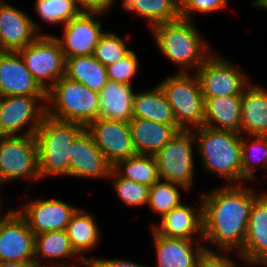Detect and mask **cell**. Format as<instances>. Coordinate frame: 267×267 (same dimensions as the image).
I'll list each match as a JSON object with an SVG mask.
<instances>
[{
  "label": "cell",
  "mask_w": 267,
  "mask_h": 267,
  "mask_svg": "<svg viewBox=\"0 0 267 267\" xmlns=\"http://www.w3.org/2000/svg\"><path fill=\"white\" fill-rule=\"evenodd\" d=\"M248 185H222L202 193L203 241L218 251H234L244 245L254 199L260 194Z\"/></svg>",
  "instance_id": "1"
},
{
  "label": "cell",
  "mask_w": 267,
  "mask_h": 267,
  "mask_svg": "<svg viewBox=\"0 0 267 267\" xmlns=\"http://www.w3.org/2000/svg\"><path fill=\"white\" fill-rule=\"evenodd\" d=\"M193 23L180 18L156 25L150 31L162 55L180 67V73H189L190 69L195 72L213 53Z\"/></svg>",
  "instance_id": "2"
},
{
  "label": "cell",
  "mask_w": 267,
  "mask_h": 267,
  "mask_svg": "<svg viewBox=\"0 0 267 267\" xmlns=\"http://www.w3.org/2000/svg\"><path fill=\"white\" fill-rule=\"evenodd\" d=\"M193 134L204 171L225 178L229 185H243L242 134L205 125L193 129Z\"/></svg>",
  "instance_id": "3"
},
{
  "label": "cell",
  "mask_w": 267,
  "mask_h": 267,
  "mask_svg": "<svg viewBox=\"0 0 267 267\" xmlns=\"http://www.w3.org/2000/svg\"><path fill=\"white\" fill-rule=\"evenodd\" d=\"M85 129L80 123L60 121L48 115L43 118L35 132L41 180L50 176L70 177L71 146Z\"/></svg>",
  "instance_id": "4"
},
{
  "label": "cell",
  "mask_w": 267,
  "mask_h": 267,
  "mask_svg": "<svg viewBox=\"0 0 267 267\" xmlns=\"http://www.w3.org/2000/svg\"><path fill=\"white\" fill-rule=\"evenodd\" d=\"M47 115L85 127L99 118V93L62 76L47 91Z\"/></svg>",
  "instance_id": "5"
},
{
  "label": "cell",
  "mask_w": 267,
  "mask_h": 267,
  "mask_svg": "<svg viewBox=\"0 0 267 267\" xmlns=\"http://www.w3.org/2000/svg\"><path fill=\"white\" fill-rule=\"evenodd\" d=\"M193 74L177 72L159 83L182 130H193L204 125L205 100L199 80Z\"/></svg>",
  "instance_id": "6"
},
{
  "label": "cell",
  "mask_w": 267,
  "mask_h": 267,
  "mask_svg": "<svg viewBox=\"0 0 267 267\" xmlns=\"http://www.w3.org/2000/svg\"><path fill=\"white\" fill-rule=\"evenodd\" d=\"M193 130H181L155 155L159 178L182 185L187 191L195 179Z\"/></svg>",
  "instance_id": "7"
},
{
  "label": "cell",
  "mask_w": 267,
  "mask_h": 267,
  "mask_svg": "<svg viewBox=\"0 0 267 267\" xmlns=\"http://www.w3.org/2000/svg\"><path fill=\"white\" fill-rule=\"evenodd\" d=\"M41 180L35 135L0 136V180Z\"/></svg>",
  "instance_id": "8"
},
{
  "label": "cell",
  "mask_w": 267,
  "mask_h": 267,
  "mask_svg": "<svg viewBox=\"0 0 267 267\" xmlns=\"http://www.w3.org/2000/svg\"><path fill=\"white\" fill-rule=\"evenodd\" d=\"M18 52L27 69L46 92L65 76L66 58L60 42L53 34L39 35Z\"/></svg>",
  "instance_id": "9"
},
{
  "label": "cell",
  "mask_w": 267,
  "mask_h": 267,
  "mask_svg": "<svg viewBox=\"0 0 267 267\" xmlns=\"http://www.w3.org/2000/svg\"><path fill=\"white\" fill-rule=\"evenodd\" d=\"M213 52L194 72L204 100L213 97L241 96L250 84L249 76L221 54ZM244 72V73H243Z\"/></svg>",
  "instance_id": "10"
},
{
  "label": "cell",
  "mask_w": 267,
  "mask_h": 267,
  "mask_svg": "<svg viewBox=\"0 0 267 267\" xmlns=\"http://www.w3.org/2000/svg\"><path fill=\"white\" fill-rule=\"evenodd\" d=\"M47 96H10L0 101V136L35 135L47 115ZM27 128V130H26Z\"/></svg>",
  "instance_id": "11"
},
{
  "label": "cell",
  "mask_w": 267,
  "mask_h": 267,
  "mask_svg": "<svg viewBox=\"0 0 267 267\" xmlns=\"http://www.w3.org/2000/svg\"><path fill=\"white\" fill-rule=\"evenodd\" d=\"M35 261V234L12 207L0 218V262Z\"/></svg>",
  "instance_id": "12"
},
{
  "label": "cell",
  "mask_w": 267,
  "mask_h": 267,
  "mask_svg": "<svg viewBox=\"0 0 267 267\" xmlns=\"http://www.w3.org/2000/svg\"><path fill=\"white\" fill-rule=\"evenodd\" d=\"M104 12H82L63 25L62 37L54 35L60 42L65 58L93 55L101 36L102 22L98 17Z\"/></svg>",
  "instance_id": "13"
},
{
  "label": "cell",
  "mask_w": 267,
  "mask_h": 267,
  "mask_svg": "<svg viewBox=\"0 0 267 267\" xmlns=\"http://www.w3.org/2000/svg\"><path fill=\"white\" fill-rule=\"evenodd\" d=\"M85 128L113 166L136 155L129 123L99 117Z\"/></svg>",
  "instance_id": "14"
},
{
  "label": "cell",
  "mask_w": 267,
  "mask_h": 267,
  "mask_svg": "<svg viewBox=\"0 0 267 267\" xmlns=\"http://www.w3.org/2000/svg\"><path fill=\"white\" fill-rule=\"evenodd\" d=\"M35 234L66 230L72 216L79 209L58 199H36L15 208Z\"/></svg>",
  "instance_id": "15"
},
{
  "label": "cell",
  "mask_w": 267,
  "mask_h": 267,
  "mask_svg": "<svg viewBox=\"0 0 267 267\" xmlns=\"http://www.w3.org/2000/svg\"><path fill=\"white\" fill-rule=\"evenodd\" d=\"M41 26L24 10L0 1L1 51H19L43 35Z\"/></svg>",
  "instance_id": "16"
},
{
  "label": "cell",
  "mask_w": 267,
  "mask_h": 267,
  "mask_svg": "<svg viewBox=\"0 0 267 267\" xmlns=\"http://www.w3.org/2000/svg\"><path fill=\"white\" fill-rule=\"evenodd\" d=\"M70 177L109 179L113 165L98 149L91 134L85 129L71 146Z\"/></svg>",
  "instance_id": "17"
},
{
  "label": "cell",
  "mask_w": 267,
  "mask_h": 267,
  "mask_svg": "<svg viewBox=\"0 0 267 267\" xmlns=\"http://www.w3.org/2000/svg\"><path fill=\"white\" fill-rule=\"evenodd\" d=\"M0 89L3 97L47 96L18 51H0Z\"/></svg>",
  "instance_id": "18"
},
{
  "label": "cell",
  "mask_w": 267,
  "mask_h": 267,
  "mask_svg": "<svg viewBox=\"0 0 267 267\" xmlns=\"http://www.w3.org/2000/svg\"><path fill=\"white\" fill-rule=\"evenodd\" d=\"M247 264L267 266V193L261 192L253 201L245 242L238 253Z\"/></svg>",
  "instance_id": "19"
},
{
  "label": "cell",
  "mask_w": 267,
  "mask_h": 267,
  "mask_svg": "<svg viewBox=\"0 0 267 267\" xmlns=\"http://www.w3.org/2000/svg\"><path fill=\"white\" fill-rule=\"evenodd\" d=\"M192 207L181 202L170 212L160 218L152 227L159 235L168 238H183L203 241V203ZM195 236V237H194Z\"/></svg>",
  "instance_id": "20"
},
{
  "label": "cell",
  "mask_w": 267,
  "mask_h": 267,
  "mask_svg": "<svg viewBox=\"0 0 267 267\" xmlns=\"http://www.w3.org/2000/svg\"><path fill=\"white\" fill-rule=\"evenodd\" d=\"M151 232L156 253L155 267H196L198 258L206 249L203 241L195 243L196 240L168 238L153 228Z\"/></svg>",
  "instance_id": "21"
},
{
  "label": "cell",
  "mask_w": 267,
  "mask_h": 267,
  "mask_svg": "<svg viewBox=\"0 0 267 267\" xmlns=\"http://www.w3.org/2000/svg\"><path fill=\"white\" fill-rule=\"evenodd\" d=\"M242 135L267 136V89L249 84L241 95Z\"/></svg>",
  "instance_id": "22"
},
{
  "label": "cell",
  "mask_w": 267,
  "mask_h": 267,
  "mask_svg": "<svg viewBox=\"0 0 267 267\" xmlns=\"http://www.w3.org/2000/svg\"><path fill=\"white\" fill-rule=\"evenodd\" d=\"M136 154L154 156L177 133L174 125L157 123L141 118L129 121Z\"/></svg>",
  "instance_id": "23"
},
{
  "label": "cell",
  "mask_w": 267,
  "mask_h": 267,
  "mask_svg": "<svg viewBox=\"0 0 267 267\" xmlns=\"http://www.w3.org/2000/svg\"><path fill=\"white\" fill-rule=\"evenodd\" d=\"M132 85L108 80L99 92V117L129 123L133 119Z\"/></svg>",
  "instance_id": "24"
},
{
  "label": "cell",
  "mask_w": 267,
  "mask_h": 267,
  "mask_svg": "<svg viewBox=\"0 0 267 267\" xmlns=\"http://www.w3.org/2000/svg\"><path fill=\"white\" fill-rule=\"evenodd\" d=\"M204 109L205 126L242 134L241 96L208 98Z\"/></svg>",
  "instance_id": "25"
},
{
  "label": "cell",
  "mask_w": 267,
  "mask_h": 267,
  "mask_svg": "<svg viewBox=\"0 0 267 267\" xmlns=\"http://www.w3.org/2000/svg\"><path fill=\"white\" fill-rule=\"evenodd\" d=\"M133 118H141L157 123L174 125L179 131L172 108L160 85L152 89L136 92L133 103Z\"/></svg>",
  "instance_id": "26"
},
{
  "label": "cell",
  "mask_w": 267,
  "mask_h": 267,
  "mask_svg": "<svg viewBox=\"0 0 267 267\" xmlns=\"http://www.w3.org/2000/svg\"><path fill=\"white\" fill-rule=\"evenodd\" d=\"M76 257V259H75ZM72 259L77 260L76 263L83 267H88L87 262L80 257L73 249L66 230L49 231L35 235V263L43 264L44 259H48L49 263L56 259ZM51 260V261H50Z\"/></svg>",
  "instance_id": "27"
},
{
  "label": "cell",
  "mask_w": 267,
  "mask_h": 267,
  "mask_svg": "<svg viewBox=\"0 0 267 267\" xmlns=\"http://www.w3.org/2000/svg\"><path fill=\"white\" fill-rule=\"evenodd\" d=\"M94 218L95 216L88 213V211L86 212L85 209L79 208L66 228L73 249L87 264L91 261V258L84 257L82 253L93 250L101 239L100 229Z\"/></svg>",
  "instance_id": "28"
},
{
  "label": "cell",
  "mask_w": 267,
  "mask_h": 267,
  "mask_svg": "<svg viewBox=\"0 0 267 267\" xmlns=\"http://www.w3.org/2000/svg\"><path fill=\"white\" fill-rule=\"evenodd\" d=\"M65 76L98 93L109 80L107 68L93 55L66 58Z\"/></svg>",
  "instance_id": "29"
},
{
  "label": "cell",
  "mask_w": 267,
  "mask_h": 267,
  "mask_svg": "<svg viewBox=\"0 0 267 267\" xmlns=\"http://www.w3.org/2000/svg\"><path fill=\"white\" fill-rule=\"evenodd\" d=\"M121 6L125 11L134 12L145 19L150 29L181 18L179 0H122Z\"/></svg>",
  "instance_id": "30"
},
{
  "label": "cell",
  "mask_w": 267,
  "mask_h": 267,
  "mask_svg": "<svg viewBox=\"0 0 267 267\" xmlns=\"http://www.w3.org/2000/svg\"><path fill=\"white\" fill-rule=\"evenodd\" d=\"M113 170L122 178L151 187L159 178L157 161L154 156L136 154L121 160Z\"/></svg>",
  "instance_id": "31"
},
{
  "label": "cell",
  "mask_w": 267,
  "mask_h": 267,
  "mask_svg": "<svg viewBox=\"0 0 267 267\" xmlns=\"http://www.w3.org/2000/svg\"><path fill=\"white\" fill-rule=\"evenodd\" d=\"M241 159L244 183L255 179L257 165H262L267 170V136L242 135Z\"/></svg>",
  "instance_id": "32"
},
{
  "label": "cell",
  "mask_w": 267,
  "mask_h": 267,
  "mask_svg": "<svg viewBox=\"0 0 267 267\" xmlns=\"http://www.w3.org/2000/svg\"><path fill=\"white\" fill-rule=\"evenodd\" d=\"M179 190L187 191L180 184L159 179L149 187L148 207L162 218L183 202Z\"/></svg>",
  "instance_id": "33"
},
{
  "label": "cell",
  "mask_w": 267,
  "mask_h": 267,
  "mask_svg": "<svg viewBox=\"0 0 267 267\" xmlns=\"http://www.w3.org/2000/svg\"><path fill=\"white\" fill-rule=\"evenodd\" d=\"M34 9L49 25H64L82 13L75 0H36Z\"/></svg>",
  "instance_id": "34"
},
{
  "label": "cell",
  "mask_w": 267,
  "mask_h": 267,
  "mask_svg": "<svg viewBox=\"0 0 267 267\" xmlns=\"http://www.w3.org/2000/svg\"><path fill=\"white\" fill-rule=\"evenodd\" d=\"M125 40L112 31H105L95 47L93 56L105 67L117 63L126 57L132 49Z\"/></svg>",
  "instance_id": "35"
},
{
  "label": "cell",
  "mask_w": 267,
  "mask_h": 267,
  "mask_svg": "<svg viewBox=\"0 0 267 267\" xmlns=\"http://www.w3.org/2000/svg\"><path fill=\"white\" fill-rule=\"evenodd\" d=\"M112 179L113 190L120 200L127 206H141L148 204L149 187L136 181L124 179L112 170L109 180Z\"/></svg>",
  "instance_id": "36"
},
{
  "label": "cell",
  "mask_w": 267,
  "mask_h": 267,
  "mask_svg": "<svg viewBox=\"0 0 267 267\" xmlns=\"http://www.w3.org/2000/svg\"><path fill=\"white\" fill-rule=\"evenodd\" d=\"M140 63L136 53L132 50L126 57L117 63L108 65L107 74L110 81L123 84H131V80L138 73Z\"/></svg>",
  "instance_id": "37"
},
{
  "label": "cell",
  "mask_w": 267,
  "mask_h": 267,
  "mask_svg": "<svg viewBox=\"0 0 267 267\" xmlns=\"http://www.w3.org/2000/svg\"><path fill=\"white\" fill-rule=\"evenodd\" d=\"M228 0H179V11L182 19L192 20L193 14H208L227 9Z\"/></svg>",
  "instance_id": "38"
},
{
  "label": "cell",
  "mask_w": 267,
  "mask_h": 267,
  "mask_svg": "<svg viewBox=\"0 0 267 267\" xmlns=\"http://www.w3.org/2000/svg\"><path fill=\"white\" fill-rule=\"evenodd\" d=\"M205 248L198 258L196 267H237V262L227 255L229 251L217 252V250L207 247V244Z\"/></svg>",
  "instance_id": "39"
},
{
  "label": "cell",
  "mask_w": 267,
  "mask_h": 267,
  "mask_svg": "<svg viewBox=\"0 0 267 267\" xmlns=\"http://www.w3.org/2000/svg\"><path fill=\"white\" fill-rule=\"evenodd\" d=\"M88 267H150L131 261L128 259L121 258H91L88 263Z\"/></svg>",
  "instance_id": "40"
},
{
  "label": "cell",
  "mask_w": 267,
  "mask_h": 267,
  "mask_svg": "<svg viewBox=\"0 0 267 267\" xmlns=\"http://www.w3.org/2000/svg\"><path fill=\"white\" fill-rule=\"evenodd\" d=\"M82 12H104L109 13L116 0H75Z\"/></svg>",
  "instance_id": "41"
},
{
  "label": "cell",
  "mask_w": 267,
  "mask_h": 267,
  "mask_svg": "<svg viewBox=\"0 0 267 267\" xmlns=\"http://www.w3.org/2000/svg\"><path fill=\"white\" fill-rule=\"evenodd\" d=\"M35 261H9L0 262V267H33Z\"/></svg>",
  "instance_id": "42"
},
{
  "label": "cell",
  "mask_w": 267,
  "mask_h": 267,
  "mask_svg": "<svg viewBox=\"0 0 267 267\" xmlns=\"http://www.w3.org/2000/svg\"><path fill=\"white\" fill-rule=\"evenodd\" d=\"M75 262H76L75 260L73 261V264L71 262H70V264H64V263H59L58 264L57 262H55V264H50V265L47 264V266H46V264L34 263L33 267H78V266H81L79 264H76Z\"/></svg>",
  "instance_id": "43"
},
{
  "label": "cell",
  "mask_w": 267,
  "mask_h": 267,
  "mask_svg": "<svg viewBox=\"0 0 267 267\" xmlns=\"http://www.w3.org/2000/svg\"><path fill=\"white\" fill-rule=\"evenodd\" d=\"M252 5L257 7L259 10H267V0H254Z\"/></svg>",
  "instance_id": "44"
},
{
  "label": "cell",
  "mask_w": 267,
  "mask_h": 267,
  "mask_svg": "<svg viewBox=\"0 0 267 267\" xmlns=\"http://www.w3.org/2000/svg\"><path fill=\"white\" fill-rule=\"evenodd\" d=\"M3 207H2V204H0V218L4 215L3 213H5V212H2V209Z\"/></svg>",
  "instance_id": "45"
},
{
  "label": "cell",
  "mask_w": 267,
  "mask_h": 267,
  "mask_svg": "<svg viewBox=\"0 0 267 267\" xmlns=\"http://www.w3.org/2000/svg\"><path fill=\"white\" fill-rule=\"evenodd\" d=\"M3 186V183H2V181L0 180V188ZM2 202V200H1V195H0V204H2L1 203Z\"/></svg>",
  "instance_id": "46"
},
{
  "label": "cell",
  "mask_w": 267,
  "mask_h": 267,
  "mask_svg": "<svg viewBox=\"0 0 267 267\" xmlns=\"http://www.w3.org/2000/svg\"><path fill=\"white\" fill-rule=\"evenodd\" d=\"M3 98V95H2V92H1V89H0V101L2 100Z\"/></svg>",
  "instance_id": "47"
}]
</instances>
